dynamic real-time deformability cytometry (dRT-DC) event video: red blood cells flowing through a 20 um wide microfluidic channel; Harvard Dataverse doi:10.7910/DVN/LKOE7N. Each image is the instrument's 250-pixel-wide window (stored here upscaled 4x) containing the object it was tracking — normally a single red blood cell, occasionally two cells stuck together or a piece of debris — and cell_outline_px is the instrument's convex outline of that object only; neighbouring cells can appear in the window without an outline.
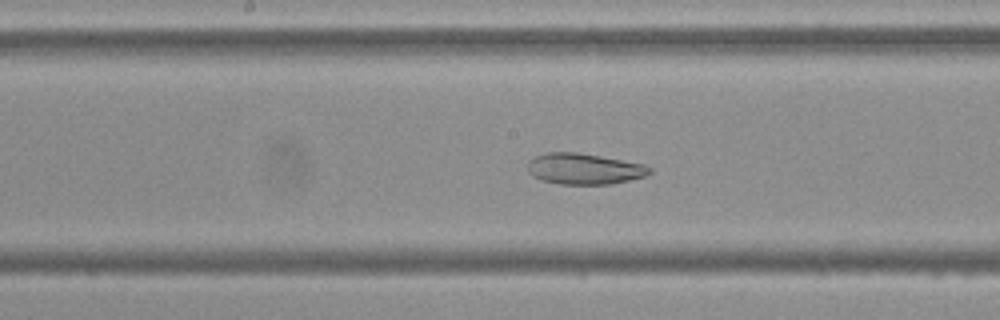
{"species": "Egyptian fruit bat (a non-hibernating species)", "species_latin": "Rousettus aegyptiacus", "temperature_condition": "cold", "stored_images_in_passage": 55, "camera_frame_rate_fps": 3000, "um_per_image_px": 0.085, "frame": {"image": 1, "passage_image": 28, "time_ms": 9.0, "image_size_px": [1000, 320], "cell_outline_px": [[652, 172], [644, 176], [612, 184], [560, 184], [544, 180], [532, 176], [528, 172], [528, 160], [532, 156], [548, 152], [576, 152], [600, 156], [644, 164], [652, 168]], "centroid_in_image_um": [49.63, 14.34], "position_along_channel_um": 198.6, "area_um2": 22.02}}
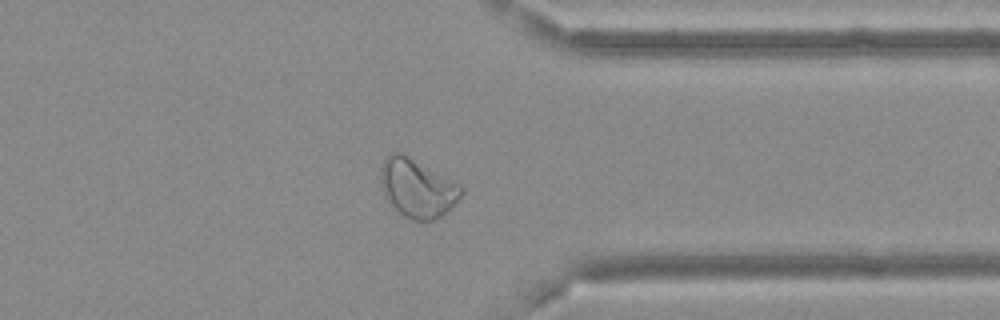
{"frame": {"image": 2, "passage_image": 43, "time_ms": 14.0, "image_size_px": [1000, 320], "cell_outline_px": [[464, 192], [440, 216], [432, 220], [412, 220], [404, 216], [388, 204], [384, 196], [380, 184], [380, 168], [384, 160], [392, 152], [400, 152], [460, 184], [464, 188]], "centroid_in_image_um": [35.41, 15.99], "position_along_channel_um": 376.0, "area_um2": 27.17}}
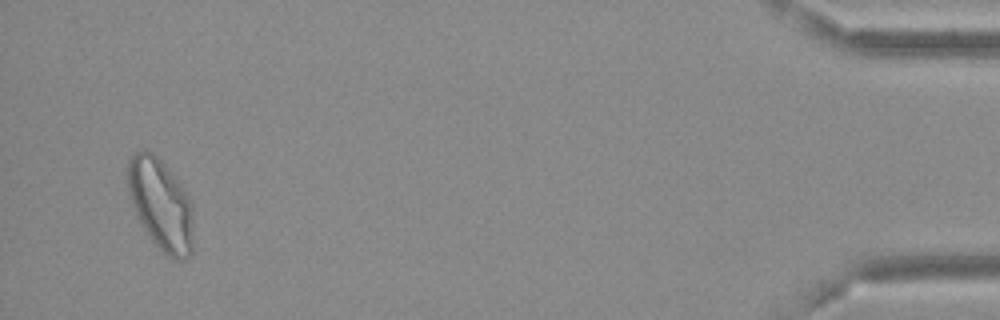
{"frame": {"image": 3, "passage_image": 53, "time_ms": 17.333, "image_size_px": [1000, 320], "cell_outline_px": [[192, 252], [188, 256], [180, 260], [172, 260], [164, 256], [152, 240], [136, 216], [128, 192], [128, 160], [140, 148], [144, 148], [152, 152], [168, 168], [184, 188], [188, 196], [192, 208]], "centroid_in_image_um": [13.66, 17.39], "position_along_channel_um": 421.5, "area_um2": 35.08}, "authors_computed_cell_mechanics": {"area_um2": 29.6514, "velocity_mm_per_s": 3.6444, "shape_relaxation_time_tau1_ms": null, "shape_relaxation_time_tau2_ms": 2.545, "deformation_change_tau1": null, "deformation_change_tau2": 0.0825}}